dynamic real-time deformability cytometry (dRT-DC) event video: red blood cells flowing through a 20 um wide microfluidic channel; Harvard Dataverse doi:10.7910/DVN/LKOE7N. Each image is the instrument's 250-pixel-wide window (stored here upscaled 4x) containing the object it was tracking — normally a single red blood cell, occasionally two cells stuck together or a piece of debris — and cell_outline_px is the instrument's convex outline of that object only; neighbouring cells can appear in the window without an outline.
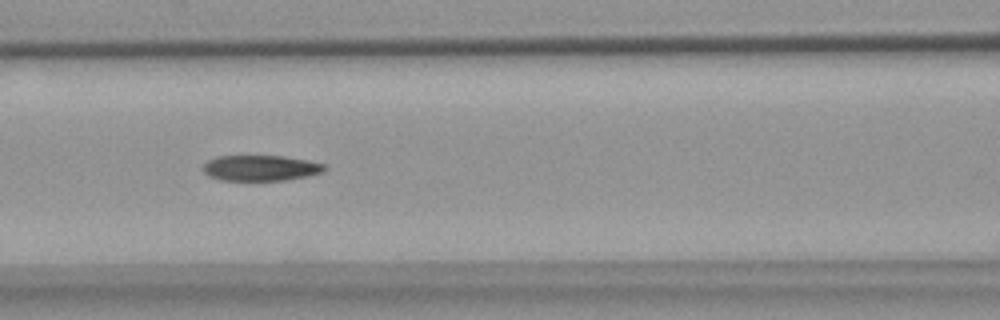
{"species": "common noctule bat (a hibernating species)", "species_latin": "Nyctalus noctula", "temperature_condition": "warm", "stored_images_in_passage": 9, "camera_frame_rate_fps": 3000, "um_per_image_px": 0.085, "animal": {"sex": "female", "body_mass_g": 18.4}, "frame": {"image": 1, "passage_image": 6, "time_ms": 6.667, "image_size_px": [1000, 320], "cell_outline_px": [[328, 168], [324, 172], [308, 176], [284, 180], [220, 180], [208, 176], [204, 172], [204, 164], [208, 160], [220, 156], [284, 156], [308, 160], [324, 164]], "centroid_in_image_um": [22.19, 14.28], "position_along_channel_um": 144.4, "area_um2": 18.15}}
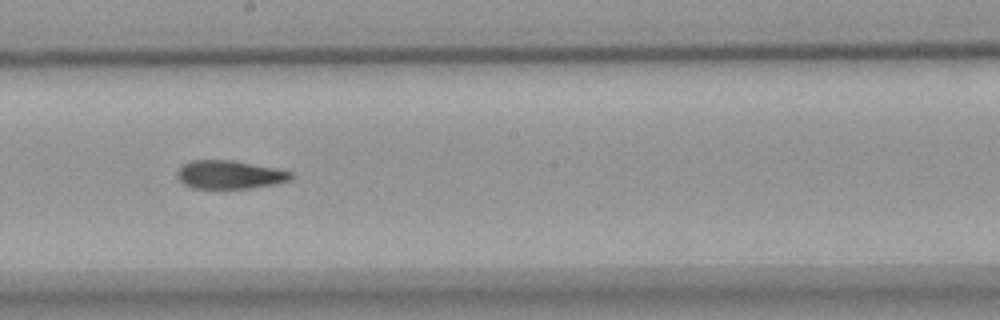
{"frame": {"image": 2, "passage_image": 8, "time_ms": 9.0, "image_size_px": [1000, 320], "cell_outline_px": [[292, 176], [288, 180], [276, 184], [252, 188], [192, 188], [184, 184], [176, 176], [176, 172], [184, 164], [192, 160], [232, 160], [276, 168], [292, 172]], "centroid_in_image_um": [19.5, 14.84], "position_along_channel_um": 228.7, "area_um2": 18.73}}
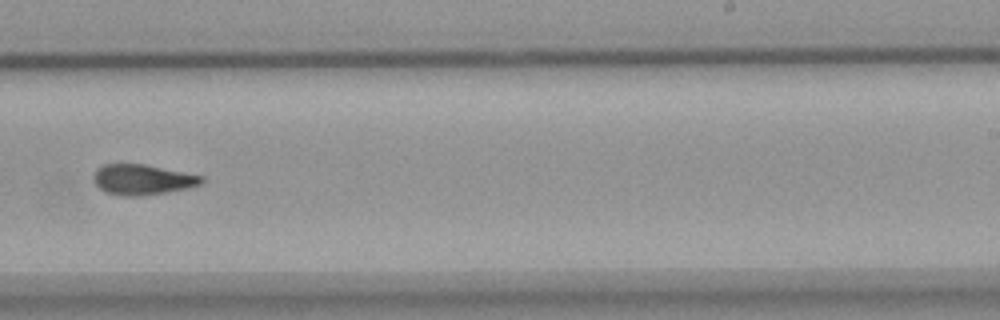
{"frame": {"image": 3, "passage_image": 9, "time_ms": 10.333, "image_size_px": [1000, 320], "cell_outline_px": [[204, 180], [200, 184], [188, 188], [144, 196], [120, 196], [104, 192], [92, 180], [92, 176], [96, 168], [104, 164], [144, 164], [204, 176]], "centroid_in_image_um": [12.07, 15.27], "position_along_channel_um": 276.9, "area_um2": 19.31}}